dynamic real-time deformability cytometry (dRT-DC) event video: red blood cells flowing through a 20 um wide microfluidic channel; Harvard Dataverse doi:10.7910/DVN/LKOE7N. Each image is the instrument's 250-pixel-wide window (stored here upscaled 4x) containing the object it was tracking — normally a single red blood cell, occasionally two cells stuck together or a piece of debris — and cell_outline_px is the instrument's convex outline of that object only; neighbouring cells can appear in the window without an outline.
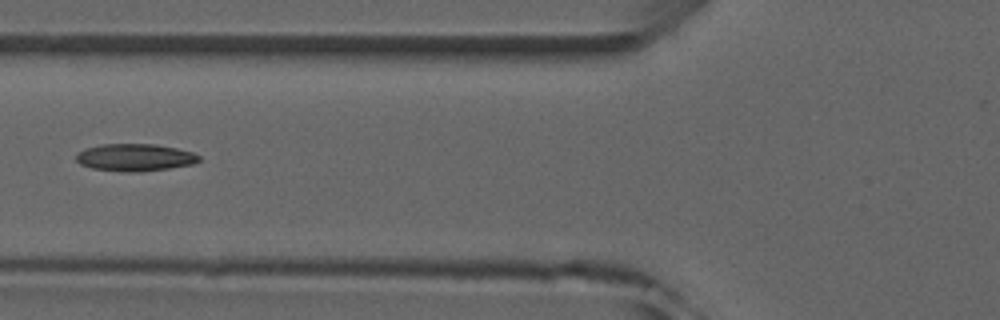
{"species": "common noctule bat (a hibernating species)", "species_latin": "Nyctalus noctula", "temperature_condition": "room temperature", "stored_images_in_passage": 6, "camera_frame_rate_fps": 3000, "um_per_image_px": 0.085, "animal": {"sex": "male", "forearm_length_mm": 52.5}, "frame": {"image": 1, "passage_image": 5, "time_ms": 5.333, "image_size_px": [1000, 320], "cell_outline_px": [[200, 160], [192, 164], [168, 168], [136, 172], [132, 172], [92, 168], [80, 164], [76, 160], [76, 152], [100, 144], [156, 144], [176, 148], [192, 152], [200, 156]], "centroid_in_image_um": [11.46, 13.37], "position_along_channel_um": 114.3, "area_um2": 19.36}}
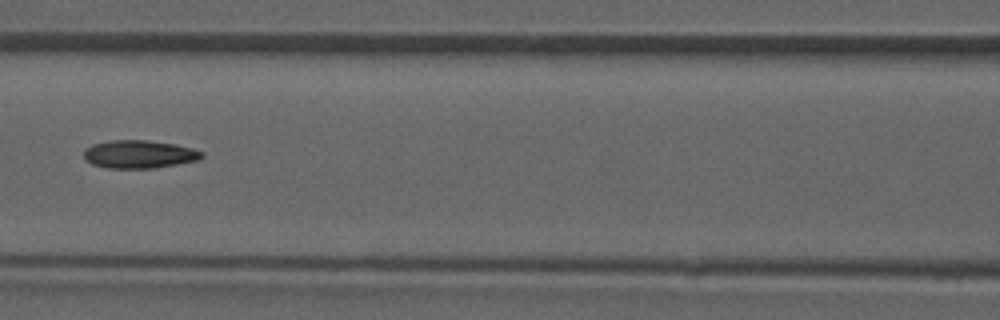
{"frame": {"image": 2, "passage_image": 6, "time_ms": 6.333, "image_size_px": [1000, 320], "cell_outline_px": [[204, 156], [200, 160], [152, 168], [108, 168], [92, 164], [84, 160], [84, 148], [92, 144], [108, 140], [144, 140], [172, 144], [192, 148], [204, 152]], "centroid_in_image_um": [11.8, 13.11], "position_along_channel_um": 154.8, "area_um2": 19.31}}